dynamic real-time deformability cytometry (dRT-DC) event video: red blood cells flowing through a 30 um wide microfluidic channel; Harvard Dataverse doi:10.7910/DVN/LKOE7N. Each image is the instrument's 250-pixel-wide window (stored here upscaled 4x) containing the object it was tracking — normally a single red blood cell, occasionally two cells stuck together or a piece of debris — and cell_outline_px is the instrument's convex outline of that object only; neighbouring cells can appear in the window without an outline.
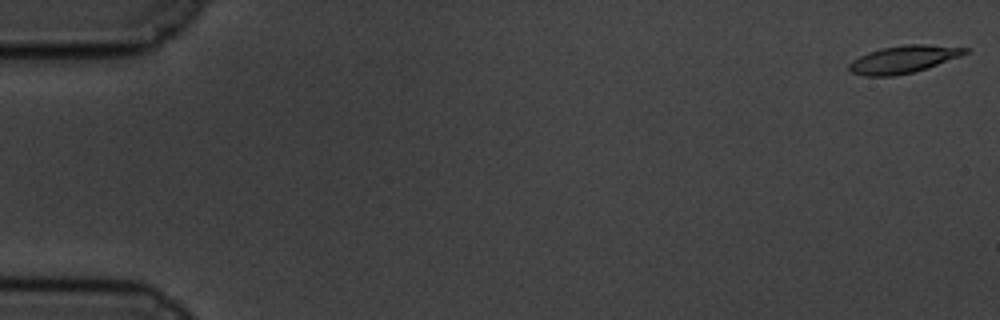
{"species": "common noctule bat (a hibernating species)", "species_latin": "Nyctalus noctula", "temperature_condition": "cold", "stored_images_in_passage": 15, "camera_frame_rate_fps": 3000, "um_per_image_px": 0.085, "animal": {"sex": "male", "body_mass_g": 19.5, "forearm_length_mm": 54.6}, "frame": {"image": 1, "passage_image": 1, "time_ms": 0.0, "image_size_px": [1000, 320], "cell_outline_px": [[968, 52], [960, 56], [912, 72], [896, 76], [864, 76], [852, 72], [848, 68], [848, 64], [852, 60], [868, 52], [880, 48], [904, 44], [924, 44], [968, 48]], "centroid_in_image_um": [76.73, 5.03], "position_along_channel_um": 8.3, "area_um2": 18.32}}
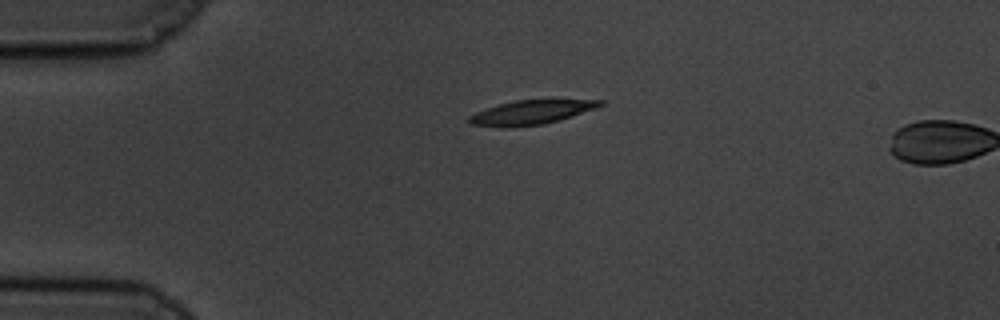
{"frame": {"image": 2, "passage_image": 14, "time_ms": 4.333, "image_size_px": [1000, 320], "cell_outline_px": [[604, 104], [596, 108], [560, 120], [544, 124], [508, 128], [468, 124], [468, 116], [476, 112], [500, 104], [516, 100], [604, 100]], "centroid_in_image_um": [45.13, 9.56], "position_along_channel_um": 39.9, "area_um2": 18.38}}